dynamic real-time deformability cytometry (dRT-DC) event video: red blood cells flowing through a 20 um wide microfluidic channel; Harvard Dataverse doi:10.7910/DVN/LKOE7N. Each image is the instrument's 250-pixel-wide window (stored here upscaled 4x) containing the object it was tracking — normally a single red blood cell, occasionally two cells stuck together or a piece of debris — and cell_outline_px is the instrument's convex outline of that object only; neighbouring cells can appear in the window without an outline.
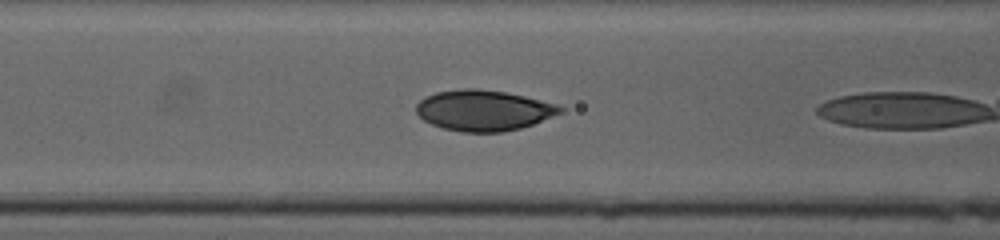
{"species": "human", "species_latin": "Homo sapiens", "temperature_condition": "cold", "stored_images_in_passage": 8, "camera_frame_rate_fps": 3000, "um_per_image_px": 0.085, "donor": {"sex": "female"}, "frame": {"image": 1, "passage_image": 3, "time_ms": 0.667, "image_size_px": [1000, 240], "cell_outline_px": [[564, 112], [532, 124], [520, 128], [500, 132], [460, 132], [444, 128], [432, 124], [424, 120], [416, 112], [416, 104], [424, 96], [436, 92], [464, 88], [476, 88], [504, 92], [524, 96], [556, 104], [564, 108]], "centroid_in_image_um": [41.09, 9.38], "position_along_channel_um": 125.5, "area_um2": 34.04}}
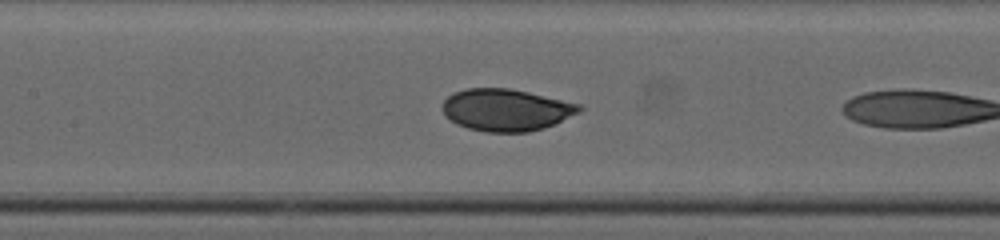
{"frame": {"image": 2, "passage_image": 6, "time_ms": 1.667, "image_size_px": [1000, 240], "cell_outline_px": [[584, 108], [580, 112], [544, 128], [528, 132], [484, 132], [468, 128], [456, 124], [444, 116], [440, 108], [444, 100], [448, 96], [464, 88], [508, 88], [528, 92], [580, 104]], "centroid_in_image_um": [42.97, 9.34], "position_along_channel_um": 164.4, "area_um2": 33.64}}